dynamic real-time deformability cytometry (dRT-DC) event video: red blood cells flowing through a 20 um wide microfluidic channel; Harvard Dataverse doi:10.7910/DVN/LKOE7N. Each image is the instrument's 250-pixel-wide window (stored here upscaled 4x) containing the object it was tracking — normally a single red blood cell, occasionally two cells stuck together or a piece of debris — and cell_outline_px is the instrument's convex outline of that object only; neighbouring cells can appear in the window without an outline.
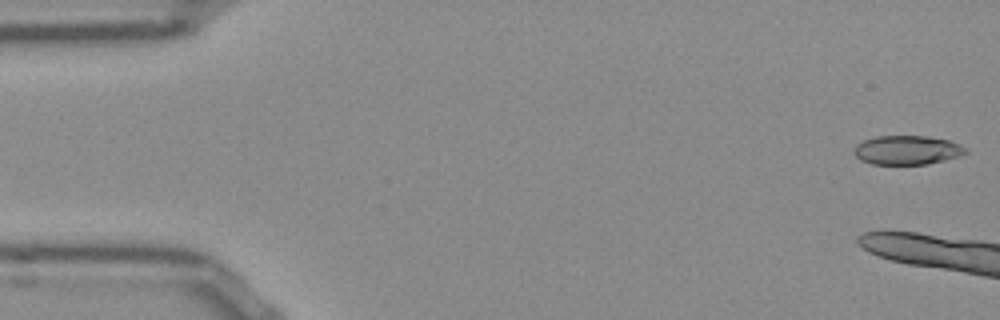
{"species": "Egyptian fruit bat (a non-hibernating species)", "species_latin": "Rousettus aegyptiacus", "temperature_condition": "room temperature", "stored_images_in_passage": 7, "camera_frame_rate_fps": 3000, "um_per_image_px": 0.085, "frame": {"image": 1, "passage_image": 1, "time_ms": 0.0, "image_size_px": [1000, 320], "cell_outline_px": [[968, 152], [944, 160], [928, 164], [872, 164], [860, 160], [852, 152], [856, 144], [864, 140], [876, 136], [928, 136], [948, 140], [960, 144]], "centroid_in_image_um": [77.05, 12.75], "position_along_channel_um": 7.9, "area_um2": 18.84}}